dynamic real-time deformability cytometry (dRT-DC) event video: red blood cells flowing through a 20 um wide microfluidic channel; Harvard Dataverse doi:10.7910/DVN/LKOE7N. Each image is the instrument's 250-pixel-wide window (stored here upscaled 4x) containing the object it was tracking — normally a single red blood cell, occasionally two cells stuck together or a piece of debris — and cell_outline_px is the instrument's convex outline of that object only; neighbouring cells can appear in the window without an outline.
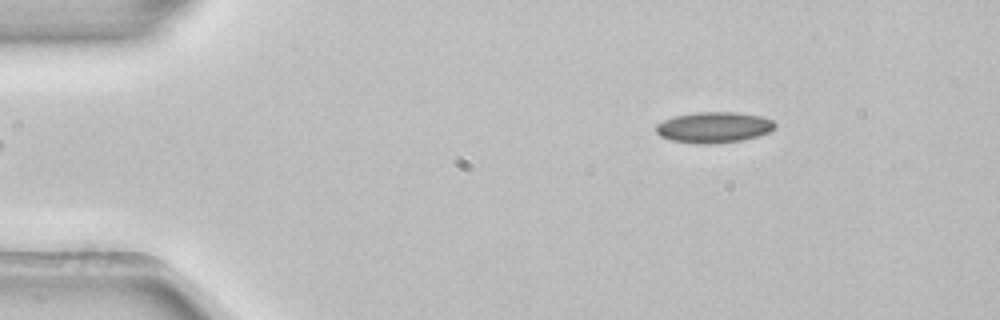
{"species": "common noctule bat (a hibernating species)", "species_latin": "Nyctalus noctula", "temperature_condition": "room temperature", "stored_images_in_passage": 5, "segment_of_instrument_passage": [2, 2], "camera_frame_rate_fps": 3000, "um_per_image_px": 0.085, "animal": {"sex": "female", "body_mass_g": 22.7, "forearm_length_mm": 54.2}, "frame": {"image": 1, "passage_image": 5, "time_ms": 1.333, "image_size_px": [1000, 320], "cell_outline_px": [[776, 128], [768, 132], [756, 136], [740, 140], [708, 144], [700, 144], [672, 140], [660, 136], [656, 132], [656, 124], [664, 120], [676, 116], [696, 112], [736, 112], [760, 116], [772, 120], [776, 124]], "centroid_in_image_um": [60.67, 10.82], "position_along_channel_um": 24.3, "area_um2": 21.15}}